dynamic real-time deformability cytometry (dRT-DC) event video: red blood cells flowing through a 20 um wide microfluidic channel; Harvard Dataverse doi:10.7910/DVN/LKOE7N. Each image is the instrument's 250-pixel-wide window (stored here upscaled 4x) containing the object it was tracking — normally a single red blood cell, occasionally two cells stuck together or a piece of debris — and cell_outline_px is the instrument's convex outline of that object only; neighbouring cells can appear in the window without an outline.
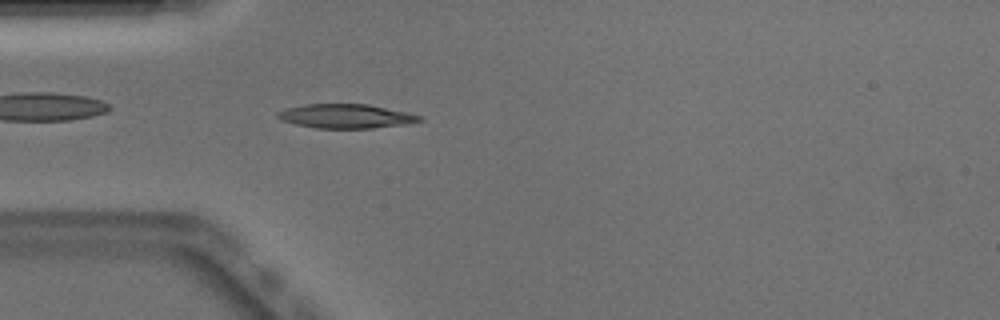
{"species": "Egyptian fruit bat (a non-hibernating species)", "species_latin": "Rousettus aegyptiacus", "temperature_condition": "warm", "stored_images_in_passage": 39, "camera_frame_rate_fps": 3000, "um_per_image_px": 0.085, "animal": {"sex": "male"}, "frame": {"image": 1, "passage_image": 3, "time_ms": 0.667, "image_size_px": [1000, 320], "cell_outline_px": [[424, 120], [408, 124], [372, 128], [316, 128], [296, 124], [284, 120], [276, 116], [276, 112], [288, 108], [304, 104], [368, 104], [408, 112], [424, 116]], "centroid_in_image_um": [29.48, 9.87], "position_along_channel_um": 55.5, "area_um2": 20.0}}
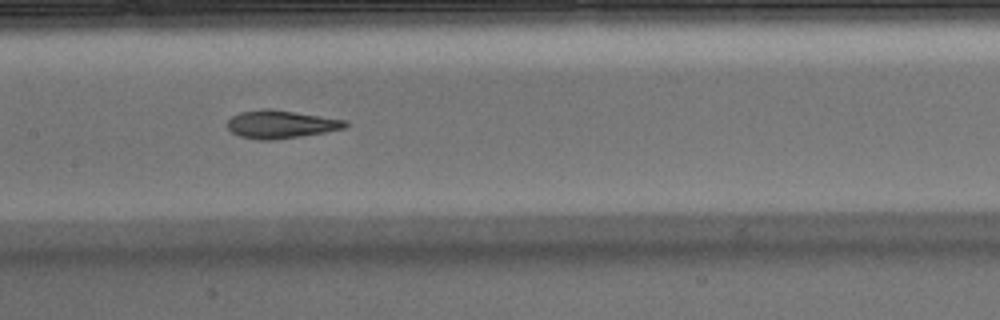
{"frame": {"image": 2, "passage_image": 13, "time_ms": 4.0, "image_size_px": [1000, 320], "cell_outline_px": [[348, 124], [344, 128], [324, 132], [300, 136], [272, 140], [260, 140], [240, 136], [232, 132], [228, 128], [228, 120], [232, 116], [240, 112], [268, 108], [348, 120]], "centroid_in_image_um": [23.87, 10.56], "position_along_channel_um": 183.5, "area_um2": 19.02}}
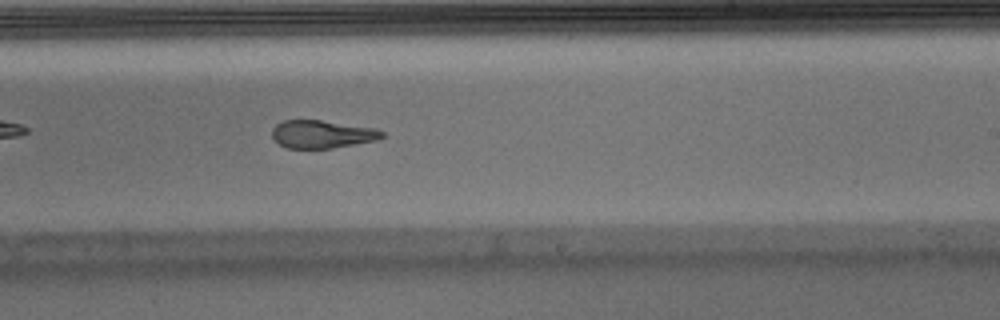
{"frame": {"image": 3, "passage_image": 19, "time_ms": 6.0, "image_size_px": [1000, 320], "cell_outline_px": [[384, 136], [380, 140], [332, 148], [288, 148], [280, 144], [272, 136], [272, 128], [276, 124], [284, 120], [320, 120], [376, 128], [384, 132]], "centroid_in_image_um": [27.41, 11.4], "position_along_channel_um": 261.6, "area_um2": 17.92}, "authors_computed_cell_mechanics": {"area_um2": 19.8254, "velocity_mm_per_s": 3.924, "shape_relaxation_time_tau1_ms": 8.1521, "shape_relaxation_time_tau2_ms": 2.301, "deformation_change_tau1": 0.2547, "deformation_change_tau2": 0.1002}}